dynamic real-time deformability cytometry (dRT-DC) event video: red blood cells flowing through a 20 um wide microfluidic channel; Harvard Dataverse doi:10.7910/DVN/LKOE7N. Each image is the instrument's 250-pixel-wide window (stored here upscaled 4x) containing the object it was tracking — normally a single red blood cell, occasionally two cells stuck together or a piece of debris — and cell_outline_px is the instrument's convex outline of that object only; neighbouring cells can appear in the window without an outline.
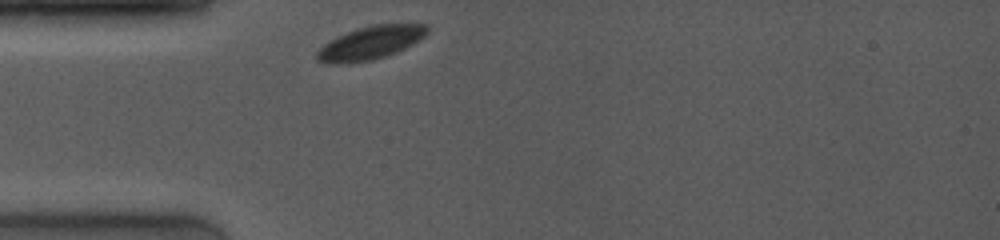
{"species": "common noctule bat (a hibernating species)", "species_latin": "Nyctalus noctula", "temperature_condition": "room temperature", "stored_images_in_passage": 40, "camera_frame_rate_fps": 4000, "um_per_image_px": 0.085, "animal": {"sex": "female", "body_mass_g": 19.0, "forearm_length_mm": 53.3}, "frame": {"image": 1, "passage_image": 1, "time_ms": 0.0, "image_size_px": [1000, 240], "cell_outline_px": [[428, 32], [424, 36], [412, 44], [396, 52], [372, 60], [340, 64], [336, 64], [316, 60], [316, 52], [328, 40], [336, 36], [356, 28], [372, 24], [428, 24]], "centroid_in_image_um": [31.46, 3.63], "position_along_channel_um": 53.5, "area_um2": 21.33}}
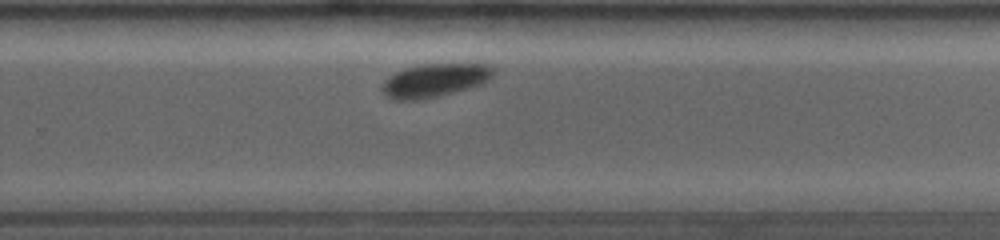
{"frame": {"image": 2, "passage_image": 27, "time_ms": 6.5, "image_size_px": [1000, 240], "cell_outline_px": [[492, 76], [488, 80], [480, 84], [436, 96], [416, 100], [392, 100], [380, 88], [380, 84], [388, 76], [404, 68], [420, 64], [488, 64], [492, 68]], "centroid_in_image_um": [36.86, 6.82], "position_along_channel_um": 292.9, "area_um2": 21.33}}
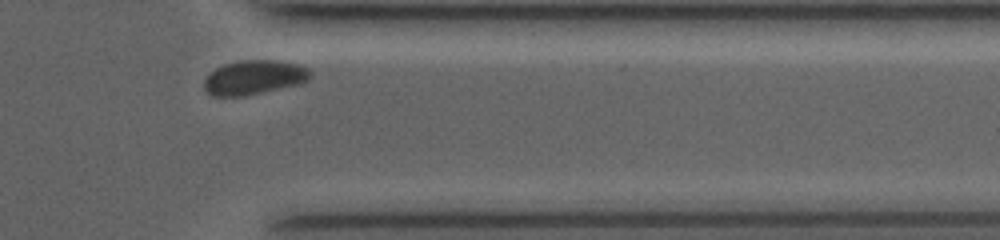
{"frame": {"image": 3, "passage_image": 37, "time_ms": 9.0, "image_size_px": [1000, 240], "cell_outline_px": [[312, 76], [308, 80], [296, 84], [244, 96], [212, 96], [204, 92], [204, 80], [216, 68], [224, 64], [244, 60], [272, 60], [296, 64], [308, 68], [312, 72]], "centroid_in_image_um": [21.57, 6.58], "position_along_channel_um": 389.8, "area_um2": 20.98}}